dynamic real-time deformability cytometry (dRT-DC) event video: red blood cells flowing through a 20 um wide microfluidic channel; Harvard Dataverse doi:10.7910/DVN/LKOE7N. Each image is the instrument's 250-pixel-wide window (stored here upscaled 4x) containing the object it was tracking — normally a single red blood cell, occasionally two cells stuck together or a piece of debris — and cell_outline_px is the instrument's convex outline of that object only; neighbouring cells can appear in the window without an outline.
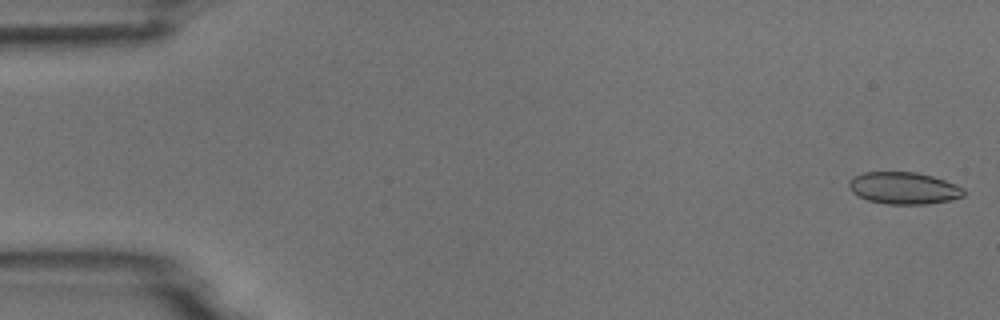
{"species": "common noctule bat (a hibernating species)", "species_latin": "Nyctalus noctula", "temperature_condition": "room temperature", "stored_images_in_passage": 5, "camera_frame_rate_fps": 3000, "um_per_image_px": 0.085, "animal": {"sex": "male", "body_mass_g": 18.8}, "frame": {"image": 1, "passage_image": 1, "time_ms": 0.0, "image_size_px": [1000, 320], "cell_outline_px": [[964, 196], [948, 200], [928, 204], [888, 204], [868, 200], [852, 192], [848, 188], [848, 180], [852, 176], [864, 172], [916, 172], [932, 176], [956, 184], [964, 188]], "centroid_in_image_um": [76.79, 15.98], "position_along_channel_um": 8.2, "area_um2": 21.44}}
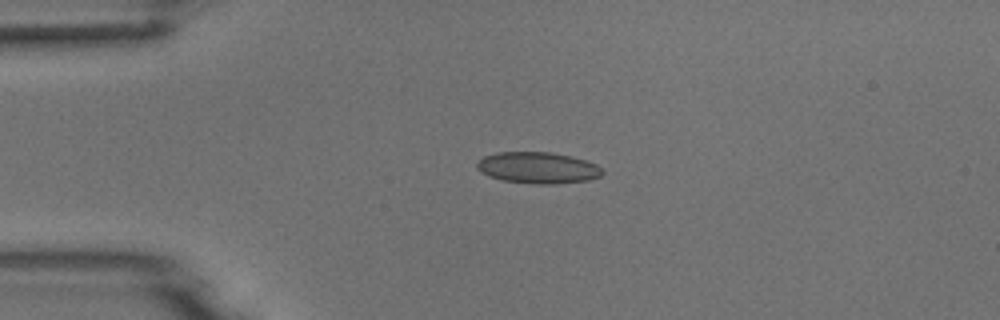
{"frame": {"image": 2, "passage_image": 4, "time_ms": 3.667, "image_size_px": [1000, 320], "cell_outline_px": [[604, 172], [600, 176], [588, 180], [552, 184], [536, 184], [504, 180], [488, 176], [480, 172], [476, 168], [476, 164], [484, 156], [496, 152], [552, 152], [572, 156], [596, 164]], "centroid_in_image_um": [45.7, 14.25], "position_along_channel_um": 39.3, "area_um2": 22.89}}